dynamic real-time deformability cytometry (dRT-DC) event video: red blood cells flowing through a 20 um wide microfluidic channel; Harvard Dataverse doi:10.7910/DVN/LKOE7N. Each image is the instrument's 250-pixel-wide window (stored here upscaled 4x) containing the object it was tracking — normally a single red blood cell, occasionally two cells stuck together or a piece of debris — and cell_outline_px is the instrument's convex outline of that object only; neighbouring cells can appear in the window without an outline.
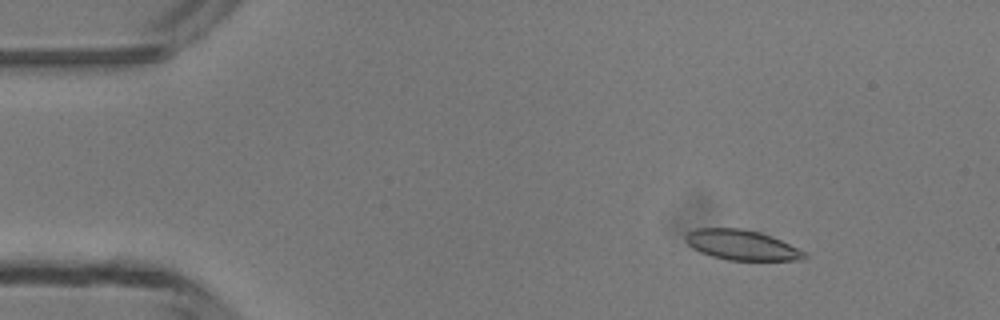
{"species": "common noctule bat (a hibernating species)", "species_latin": "Nyctalus noctula", "temperature_condition": "room temperature", "stored_images_in_passage": 4, "camera_frame_rate_fps": 3000, "um_per_image_px": 0.085, "animal": {"sex": "male", "body_mass_g": 13.3}, "frame": {"image": 1, "passage_image": 2, "time_ms": 1.0, "image_size_px": [1000, 320], "cell_outline_px": [[808, 256], [804, 260], [728, 260], [712, 256], [700, 252], [692, 248], [684, 240], [684, 236], [688, 232], [696, 228], [740, 228], [760, 232], [772, 236], [808, 252]], "centroid_in_image_um": [63.07, 20.82], "position_along_channel_um": 21.9, "area_um2": 21.1}}